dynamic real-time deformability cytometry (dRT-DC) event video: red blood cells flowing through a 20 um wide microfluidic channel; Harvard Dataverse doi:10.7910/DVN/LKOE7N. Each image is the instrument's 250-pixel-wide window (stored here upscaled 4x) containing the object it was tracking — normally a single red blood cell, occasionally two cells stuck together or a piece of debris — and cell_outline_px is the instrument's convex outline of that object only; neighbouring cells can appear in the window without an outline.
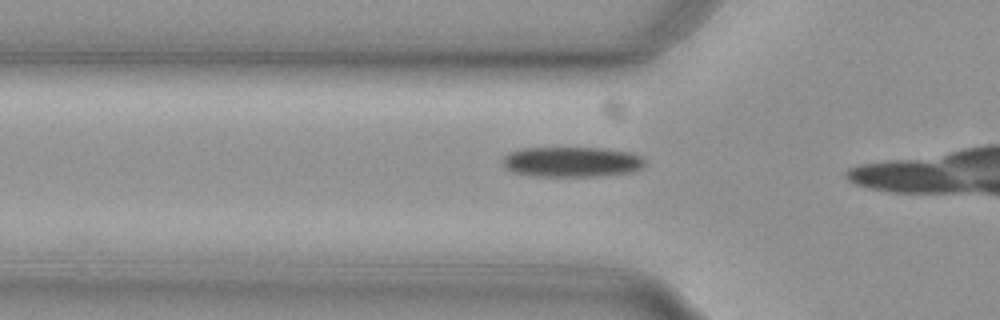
{"species": "common noctule bat (a hibernating species)", "species_latin": "Nyctalus noctula", "temperature_condition": "cold", "stored_images_in_passage": 14, "camera_frame_rate_fps": 3000, "um_per_image_px": 0.085, "animal": {"sex": "female", "body_mass_g": 29.2, "forearm_length_mm": 56.3}, "frame": {"image": 1, "passage_image": 12, "time_ms": 3.667, "image_size_px": [1000, 320], "cell_outline_px": [[644, 164], [640, 168], [628, 172], [600, 176], [536, 176], [512, 172], [504, 168], [504, 156], [508, 152], [520, 148], [604, 148], [632, 152], [640, 156], [644, 160]], "centroid_in_image_um": [48.57, 13.75], "position_along_channel_um": 77.2, "area_um2": 25.03}}